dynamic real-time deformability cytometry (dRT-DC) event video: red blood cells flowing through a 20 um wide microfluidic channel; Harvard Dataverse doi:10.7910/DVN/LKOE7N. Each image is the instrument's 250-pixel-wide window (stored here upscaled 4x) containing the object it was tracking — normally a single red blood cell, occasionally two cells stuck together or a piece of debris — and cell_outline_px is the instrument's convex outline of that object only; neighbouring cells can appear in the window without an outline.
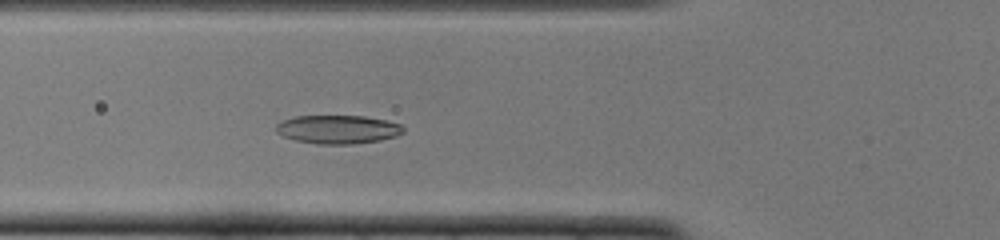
{"species": "common noctule bat (a hibernating species)", "species_latin": "Nyctalus noctula", "temperature_condition": "cold", "stored_images_in_passage": 36, "camera_frame_rate_fps": 3000, "um_per_image_px": 0.085, "animal": {"sex": "female", "body_mass_g": 22.0, "forearm_length_mm": 56.7}, "frame": {"image": 1, "passage_image": 3, "time_ms": 0.667, "image_size_px": [1000, 240], "cell_outline_px": [[404, 132], [396, 136], [380, 140], [352, 144], [316, 144], [296, 140], [284, 136], [276, 132], [276, 124], [284, 120], [296, 116], [364, 116], [384, 120], [400, 124], [404, 128]], "centroid_in_image_um": [28.72, 11.0], "position_along_channel_um": 97.1, "area_um2": 21.04}}
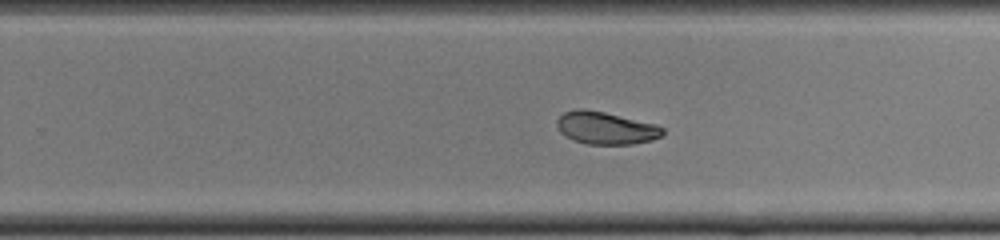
{"frame": {"image": 2, "passage_image": 17, "time_ms": 5.333, "image_size_px": [1000, 240], "cell_outline_px": [[664, 132], [660, 136], [652, 140], [632, 144], [584, 144], [572, 140], [564, 136], [560, 132], [556, 124], [556, 120], [564, 112], [576, 108], [584, 108], [604, 112], [656, 124], [664, 128]], "centroid_in_image_um": [51.45, 10.88], "position_along_channel_um": 278.4, "area_um2": 20.17}}
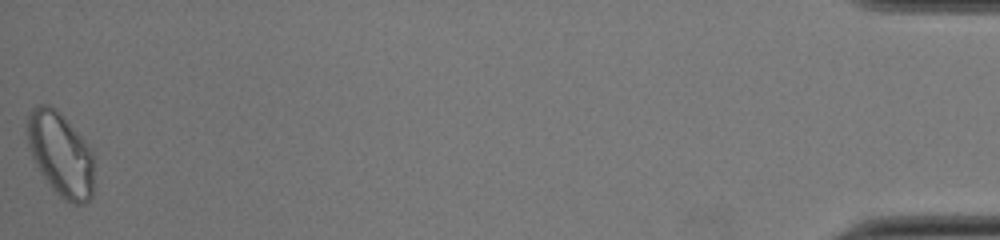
{"frame": {"image": 3, "passage_image": 36, "time_ms": 11.667, "image_size_px": [1000, 240], "cell_outline_px": [[92, 196], [84, 204], [72, 204], [64, 200], [52, 188], [36, 164], [32, 156], [28, 144], [28, 116], [32, 108], [40, 104], [48, 104], [56, 108], [80, 136], [92, 152]], "centroid_in_image_um": [5.14, 13.11], "position_along_channel_um": 430.1, "area_um2": 31.91}}